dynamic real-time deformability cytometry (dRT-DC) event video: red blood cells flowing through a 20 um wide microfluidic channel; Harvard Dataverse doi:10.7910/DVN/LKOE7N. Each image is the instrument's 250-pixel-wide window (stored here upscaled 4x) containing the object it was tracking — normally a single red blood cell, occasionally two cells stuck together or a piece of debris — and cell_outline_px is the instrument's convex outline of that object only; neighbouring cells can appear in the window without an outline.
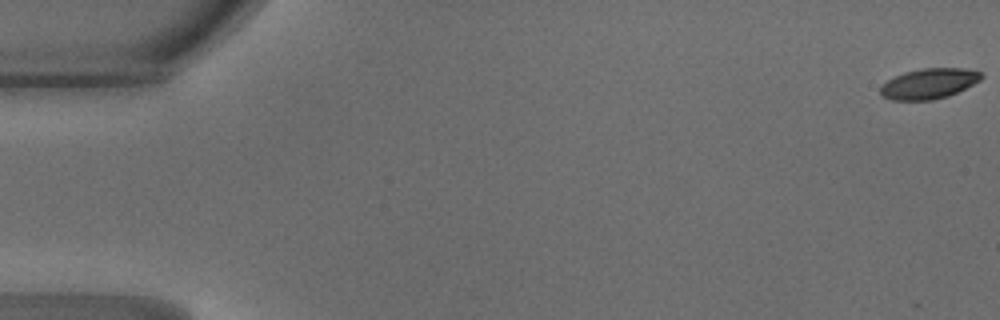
{"species": "common noctule bat (a hibernating species)", "species_latin": "Nyctalus noctula", "temperature_condition": "warm", "stored_images_in_passage": 49, "camera_frame_rate_fps": 3000, "um_per_image_px": 0.085, "animal": {"sex": "male", "body_mass_g": 18.8}, "frame": {"image": 1, "passage_image": 1, "time_ms": 0.0, "image_size_px": [1000, 320], "cell_outline_px": [[984, 76], [980, 80], [948, 96], [932, 100], [892, 100], [880, 96], [880, 84], [904, 72], [920, 68], [964, 68], [980, 72]], "centroid_in_image_um": [78.91, 7.11], "position_along_channel_um": 6.1, "area_um2": 17.86}}
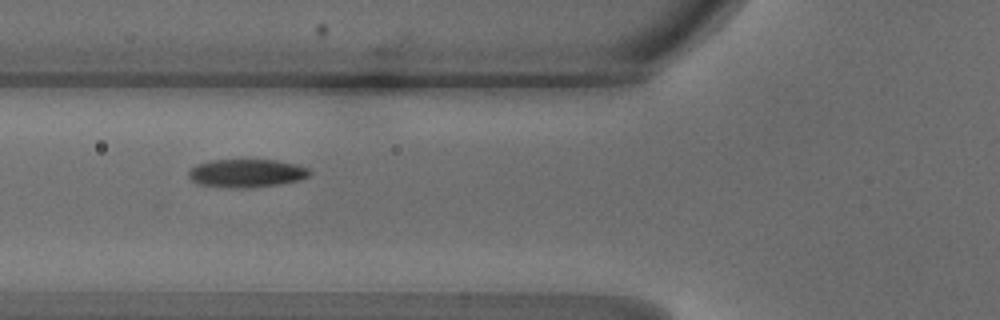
{"frame": {"image": 2, "passage_image": 19, "time_ms": 6.0, "image_size_px": [1000, 320], "cell_outline_px": [[312, 172], [308, 176], [300, 180], [280, 184], [248, 188], [228, 188], [200, 184], [192, 180], [188, 176], [188, 172], [196, 164], [212, 160], [276, 160], [296, 164], [308, 168]], "centroid_in_image_um": [20.97, 14.72], "position_along_channel_um": 104.8, "area_um2": 19.94}}
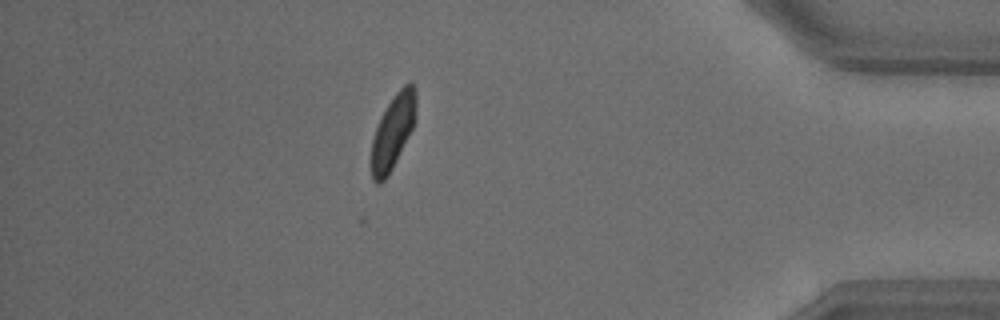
{"frame": {"image": 3, "passage_image": 43, "time_ms": 14.0, "image_size_px": [1000, 320], "cell_outline_px": [[416, 120], [388, 176], [380, 184], [376, 184], [372, 180], [372, 140], [376, 128], [388, 104], [396, 92], [404, 84], [412, 80], [416, 88]], "centroid_in_image_um": [33.43, 11.15], "position_along_channel_um": 401.8, "area_um2": 19.07}, "authors_computed_cell_mechanics": {"area_um2": 19.5942, "velocity_mm_per_s": 4.2059, "shape_relaxation_time_tau1_ms": 2.4694, "shape_relaxation_time_tau2_ms": 2.6218, "deformation_change_tau1": 0.1199, "deformation_change_tau2": 0.0703}}